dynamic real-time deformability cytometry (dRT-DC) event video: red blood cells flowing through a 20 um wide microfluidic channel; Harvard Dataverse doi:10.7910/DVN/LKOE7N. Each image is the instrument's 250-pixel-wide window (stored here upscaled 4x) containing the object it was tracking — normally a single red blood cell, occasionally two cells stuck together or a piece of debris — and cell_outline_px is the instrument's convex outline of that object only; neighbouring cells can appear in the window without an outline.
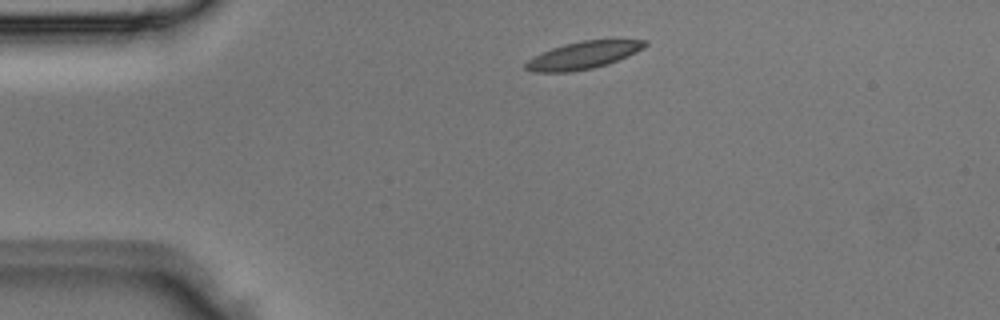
{"species": "Egyptian fruit bat (a non-hibernating species)", "species_latin": "Rousettus aegyptiacus", "temperature_condition": "room temperature", "stored_images_in_passage": 2, "camera_frame_rate_fps": 3000, "um_per_image_px": 0.085, "animal": {"sex": "male"}, "frame": {"image": 1, "passage_image": 1, "time_ms": 0.0, "image_size_px": [1000, 320], "cell_outline_px": [[648, 44], [644, 48], [628, 56], [608, 64], [592, 68], [572, 72], [532, 72], [524, 68], [524, 64], [528, 60], [552, 48], [564, 44], [580, 40], [648, 40]], "centroid_in_image_um": [49.59, 4.7], "position_along_channel_um": 35.4, "area_um2": 18.96}}